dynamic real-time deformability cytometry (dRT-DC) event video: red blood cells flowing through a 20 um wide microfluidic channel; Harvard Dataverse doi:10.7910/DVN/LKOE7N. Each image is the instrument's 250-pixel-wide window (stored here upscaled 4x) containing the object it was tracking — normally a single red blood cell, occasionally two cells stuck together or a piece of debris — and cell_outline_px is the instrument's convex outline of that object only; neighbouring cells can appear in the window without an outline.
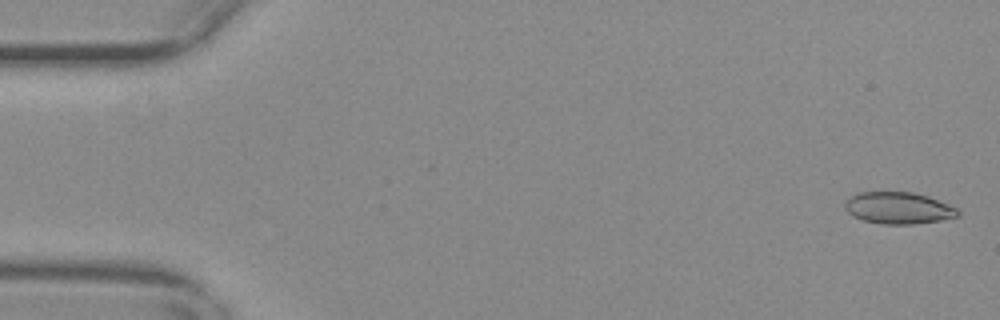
{"species": "common noctule bat (a hibernating species)", "species_latin": "Nyctalus noctula", "temperature_condition": "warm", "stored_images_in_passage": 56, "camera_frame_rate_fps": 3000, "um_per_image_px": 0.085, "animal": {"sex": "female", "body_mass_g": 29.2, "forearm_length_mm": 56.3}, "frame": {"image": 1, "passage_image": 2, "time_ms": 0.333, "image_size_px": [1000, 320], "cell_outline_px": [[960, 216], [940, 220], [912, 224], [880, 224], [864, 220], [852, 216], [844, 208], [844, 204], [852, 196], [860, 192], [912, 192], [928, 196], [948, 204], [956, 208], [960, 212]], "centroid_in_image_um": [76.37, 17.68], "position_along_channel_um": 8.6, "area_um2": 20.81}}
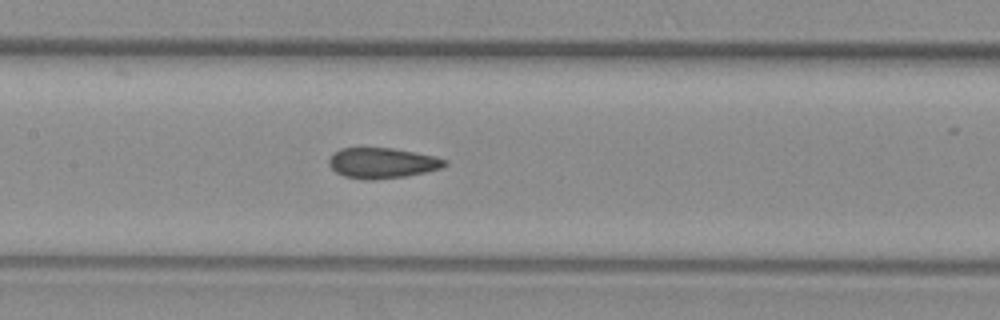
{"frame": {"image": 2, "passage_image": 27, "time_ms": 8.667, "image_size_px": [1000, 320], "cell_outline_px": [[448, 164], [444, 168], [404, 176], [372, 180], [364, 180], [344, 176], [336, 172], [328, 164], [328, 160], [340, 148], [392, 148], [436, 156], [448, 160]], "centroid_in_image_um": [32.52, 13.86], "position_along_channel_um": 174.9, "area_um2": 20.58}}
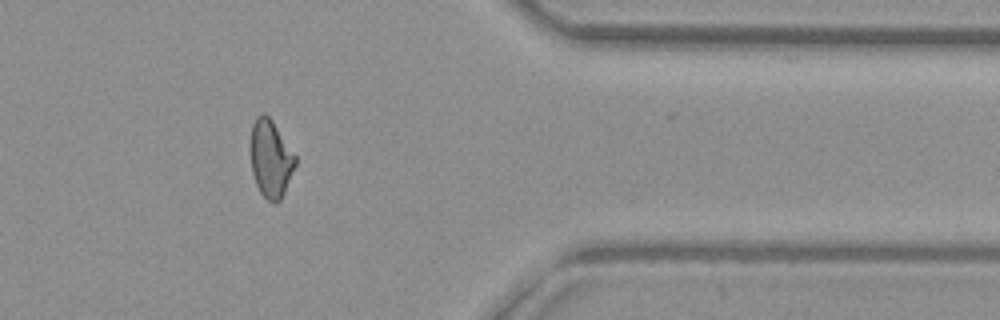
{"frame": {"image": 3, "passage_image": 46, "time_ms": 15.0, "image_size_px": [1000, 320], "cell_outline_px": [[296, 164], [284, 192], [280, 200], [276, 204], [268, 200], [260, 192], [256, 184], [252, 172], [252, 124], [256, 116], [264, 112], [272, 120], [296, 156]], "centroid_in_image_um": [23.02, 13.49], "position_along_channel_um": 388.4, "area_um2": 19.83}, "authors_computed_cell_mechanics": {"area_um2": 20.7502, "velocity_mm_per_s": 3.7063, "shape_relaxation_time_tau1_ms": null, "shape_relaxation_time_tau2_ms": 2.0084, "deformation_change_tau1": null, "deformation_change_tau2": 0.0712}}